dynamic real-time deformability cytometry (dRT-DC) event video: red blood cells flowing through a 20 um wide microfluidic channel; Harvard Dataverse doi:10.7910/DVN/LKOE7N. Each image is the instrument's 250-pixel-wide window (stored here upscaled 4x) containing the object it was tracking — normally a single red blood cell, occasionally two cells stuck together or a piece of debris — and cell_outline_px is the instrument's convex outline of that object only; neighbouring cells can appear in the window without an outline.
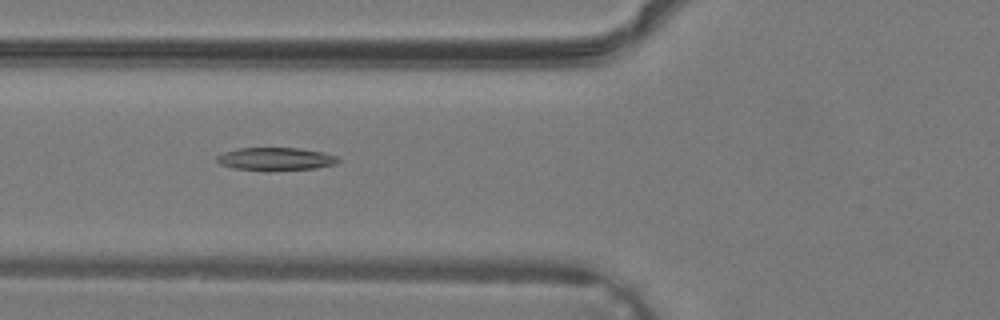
{"species": "common noctule bat (a hibernating species)", "species_latin": "Nyctalus noctula", "temperature_condition": "warm", "stored_images_in_passage": 39, "camera_frame_rate_fps": 3000, "um_per_image_px": 0.085, "animal": {"sex": "male", "body_mass_g": 19.2, "forearm_length_mm": 51.8}, "frame": {"image": 1, "passage_image": 16, "time_ms": 5.0, "image_size_px": [1000, 320], "cell_outline_px": [[340, 160], [336, 164], [316, 168], [268, 172], [264, 172], [232, 168], [220, 164], [216, 160], [216, 156], [224, 152], [236, 148], [296, 148], [324, 152], [336, 156]], "centroid_in_image_um": [23.4, 13.53], "position_along_channel_um": 102.4, "area_um2": 16.65}}
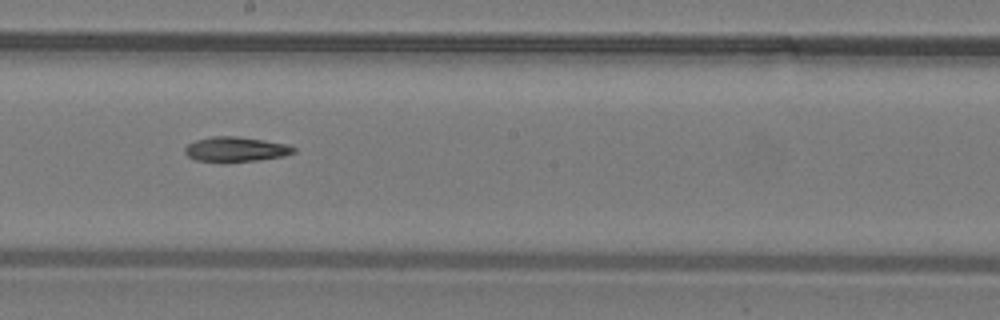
{"frame": {"image": 2, "passage_image": 23, "time_ms": 7.333, "image_size_px": [1000, 320], "cell_outline_px": [[296, 152], [284, 156], [256, 160], [196, 160], [188, 156], [184, 152], [184, 148], [188, 144], [196, 140], [212, 136], [236, 136], [264, 140], [288, 144], [296, 148]], "centroid_in_image_um": [20.07, 12.65], "position_along_channel_um": 228.1, "area_um2": 15.32}}
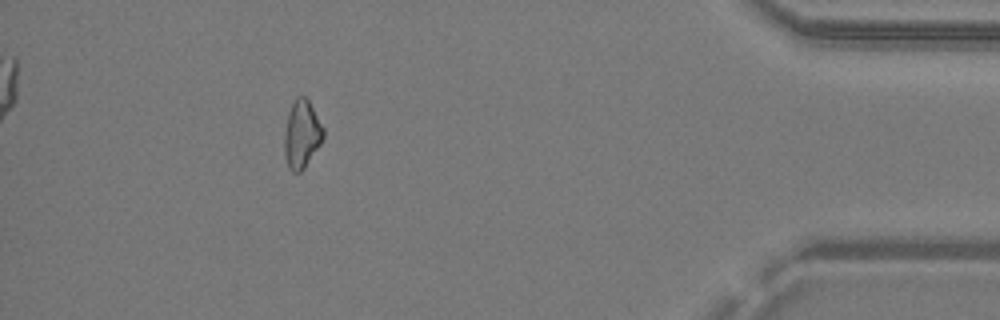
{"frame": {"image": 3, "passage_image": 36, "time_ms": 11.667, "image_size_px": [1000, 320], "cell_outline_px": [[324, 136], [320, 144], [304, 168], [300, 172], [292, 172], [288, 168], [284, 156], [284, 132], [288, 112], [296, 96], [304, 96], [308, 100], [324, 128]], "centroid_in_image_um": [25.63, 11.42], "position_along_channel_um": 409.6, "area_um2": 15.43}}